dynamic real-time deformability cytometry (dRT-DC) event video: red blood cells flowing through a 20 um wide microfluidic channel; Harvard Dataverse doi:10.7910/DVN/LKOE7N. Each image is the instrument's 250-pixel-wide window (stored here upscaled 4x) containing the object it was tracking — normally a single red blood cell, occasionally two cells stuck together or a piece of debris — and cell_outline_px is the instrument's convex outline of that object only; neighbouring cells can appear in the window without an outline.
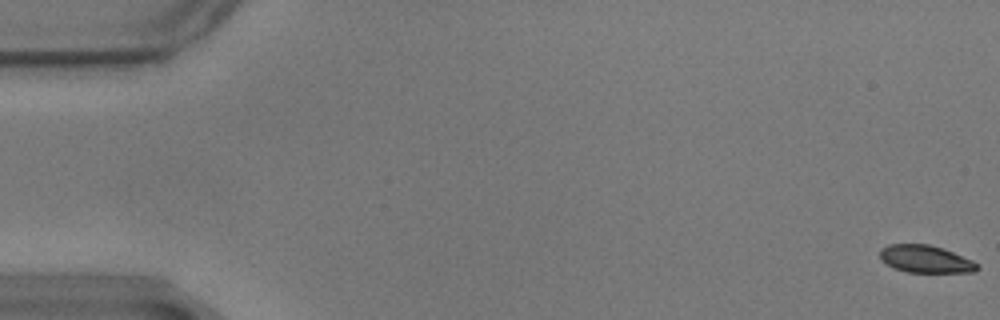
{"species": "common noctule bat (a hibernating species)", "species_latin": "Nyctalus noctula", "temperature_condition": "warm", "stored_images_in_passage": 59, "camera_frame_rate_fps": 3000, "um_per_image_px": 0.085, "animal": {"sex": "male", "body_mass_g": 17.9}, "frame": {"image": 1, "passage_image": 1, "time_ms": 0.0, "image_size_px": [1000, 320], "cell_outline_px": [[980, 268], [976, 272], [908, 272], [892, 268], [880, 260], [880, 248], [888, 244], [928, 244], [944, 248], [972, 260], [980, 264]], "centroid_in_image_um": [78.67, 22.02], "position_along_channel_um": 6.3, "area_um2": 15.84}}
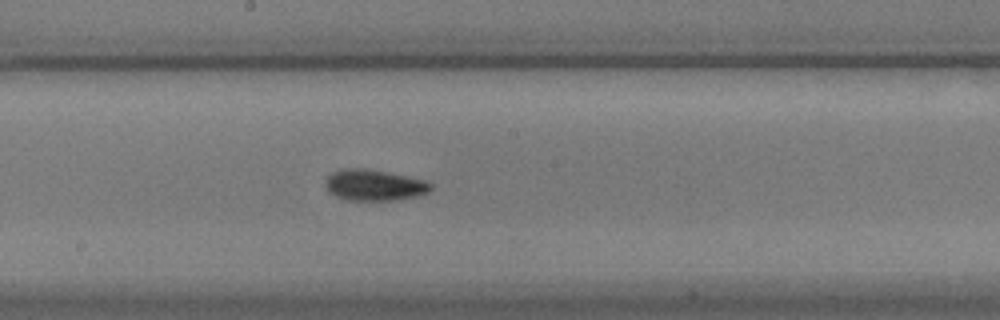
{"frame": {"image": 2, "passage_image": 32, "time_ms": 10.333, "image_size_px": [1000, 320], "cell_outline_px": [[432, 188], [428, 192], [416, 196], [396, 200], [348, 200], [336, 196], [328, 192], [324, 184], [324, 180], [332, 172], [344, 168], [364, 168], [388, 172], [408, 176], [424, 180], [432, 184]], "centroid_in_image_um": [31.78, 15.73], "position_along_channel_um": 216.4, "area_um2": 19.19}}
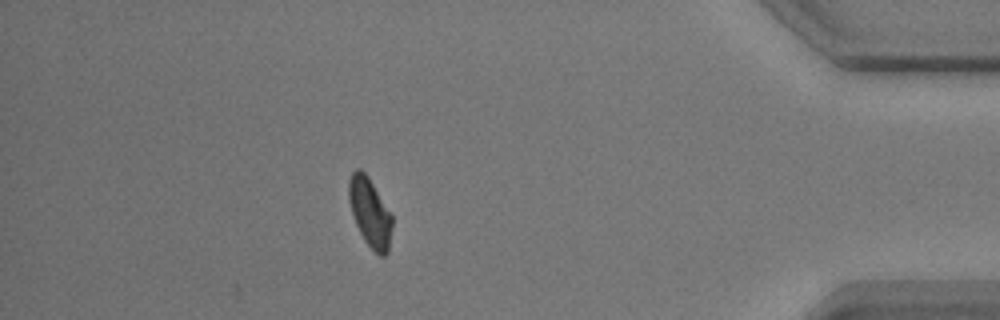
{"frame": {"image": 3, "passage_image": 52, "time_ms": 17.0, "image_size_px": [1000, 320], "cell_outline_px": [[392, 228], [388, 252], [384, 256], [380, 256], [364, 240], [356, 224], [348, 200], [348, 180], [352, 172], [356, 168], [360, 168], [368, 176], [392, 216]], "centroid_in_image_um": [31.43, 18.03], "position_along_channel_um": 403.8, "area_um2": 17.22}, "authors_computed_cell_mechanics": {"area_um2": 17.34, "velocity_mm_per_s": 3.4748, "shape_relaxation_time_tau1_ms": 3.2679, "shape_relaxation_time_tau2_ms": 4.3667, "deformation_change_tau1": 0.117, "deformation_change_tau2": 0.094}}